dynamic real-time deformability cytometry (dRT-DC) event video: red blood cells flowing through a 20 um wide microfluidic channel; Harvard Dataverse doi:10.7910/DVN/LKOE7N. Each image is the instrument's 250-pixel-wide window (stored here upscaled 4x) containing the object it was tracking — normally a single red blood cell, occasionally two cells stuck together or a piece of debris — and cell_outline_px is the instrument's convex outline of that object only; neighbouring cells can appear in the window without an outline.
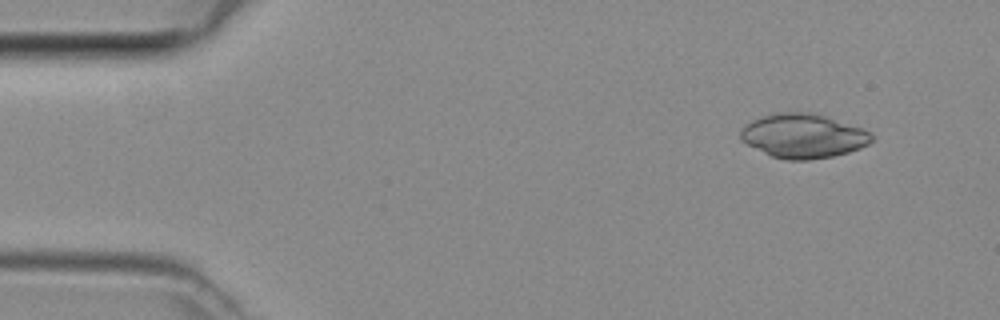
{"species": "common noctule bat (a hibernating species)", "species_latin": "Nyctalus noctula", "temperature_condition": "room temperature", "stored_images_in_passage": 5, "camera_frame_rate_fps": 3000, "um_per_image_px": 0.085, "animal": {"sex": "female", "body_mass_g": 29.2, "forearm_length_mm": 56.3}, "frame": {"image": 1, "passage_image": 1, "time_ms": 0.0, "image_size_px": [1000, 320], "cell_outline_px": [[876, 136], [868, 144], [860, 148], [848, 152], [832, 156], [808, 160], [788, 160], [772, 156], [740, 140], [740, 132], [752, 120], [776, 112], [816, 112], [864, 128], [872, 132]], "centroid_in_image_um": [68.35, 11.53], "position_along_channel_um": 16.7, "area_um2": 33.93}}